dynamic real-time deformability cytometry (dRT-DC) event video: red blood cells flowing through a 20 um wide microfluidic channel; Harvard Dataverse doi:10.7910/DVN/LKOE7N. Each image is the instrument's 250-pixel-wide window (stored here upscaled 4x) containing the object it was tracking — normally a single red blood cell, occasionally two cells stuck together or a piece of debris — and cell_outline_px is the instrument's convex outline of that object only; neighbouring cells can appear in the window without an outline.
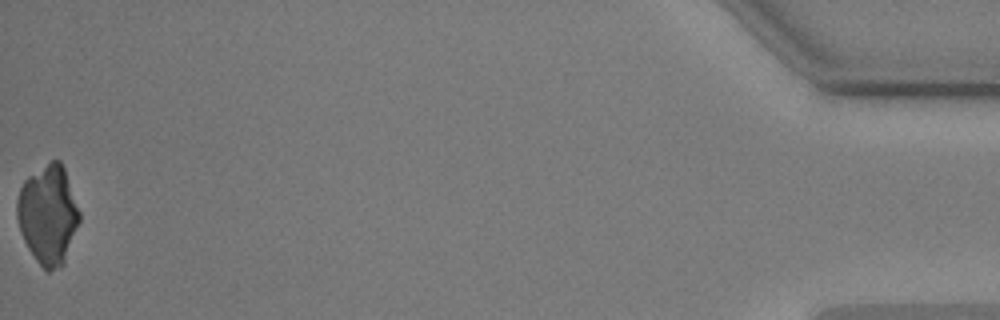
{"species": "common noctule bat (a hibernating species)", "species_latin": "Nyctalus noctula", "temperature_condition": "warm", "stored_images_in_passage": 56, "camera_frame_rate_fps": 3000, "um_per_image_px": 0.085, "animal": {"sex": "male", "body_mass_g": 17.9, "forearm_length_mm": 54.2}, "frame": {"image": 1, "passage_image": 56, "time_ms": 18.333, "image_size_px": [1000, 320], "cell_outline_px": [[80, 220], [64, 264], [48, 272], [36, 260], [28, 248], [20, 232], [16, 216], [16, 200], [20, 188], [24, 180], [28, 176], [52, 160], [60, 160], [64, 168], [80, 212]], "centroid_in_image_um": [4.07, 18.25], "position_along_channel_um": 431.1, "area_um2": 35.89}}